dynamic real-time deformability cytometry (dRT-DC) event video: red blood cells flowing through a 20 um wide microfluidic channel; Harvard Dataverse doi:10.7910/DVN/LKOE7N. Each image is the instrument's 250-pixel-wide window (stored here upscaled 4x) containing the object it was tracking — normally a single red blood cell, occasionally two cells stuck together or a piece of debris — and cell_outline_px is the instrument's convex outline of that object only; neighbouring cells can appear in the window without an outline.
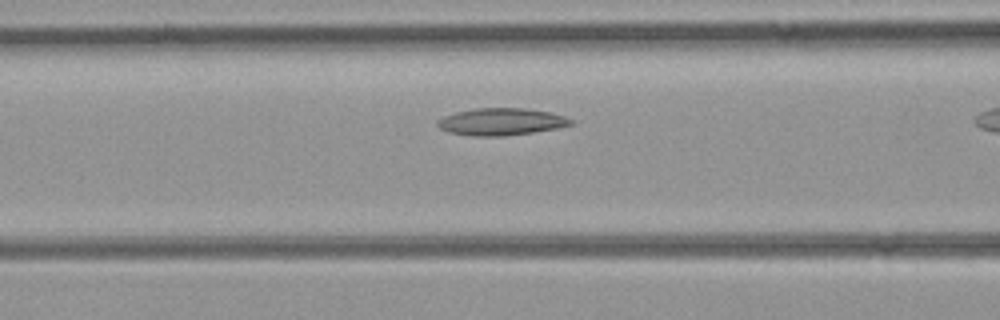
{"species": "common noctule bat (a hibernating species)", "species_latin": "Nyctalus noctula", "temperature_condition": "room temperature", "stored_images_in_passage": 9, "camera_frame_rate_fps": 3000, "um_per_image_px": 0.085, "animal": {"sex": "female", "body_mass_g": 21.9}, "frame": {"image": 1, "passage_image": 8, "time_ms": 2.333, "image_size_px": [1000, 320], "cell_outline_px": [[572, 124], [556, 128], [532, 132], [504, 136], [472, 136], [448, 132], [440, 128], [436, 124], [436, 120], [444, 116], [456, 112], [476, 108], [524, 108], [552, 112], [564, 116], [572, 120]], "centroid_in_image_um": [42.57, 10.34], "position_along_channel_um": 124.0, "area_um2": 21.04}}